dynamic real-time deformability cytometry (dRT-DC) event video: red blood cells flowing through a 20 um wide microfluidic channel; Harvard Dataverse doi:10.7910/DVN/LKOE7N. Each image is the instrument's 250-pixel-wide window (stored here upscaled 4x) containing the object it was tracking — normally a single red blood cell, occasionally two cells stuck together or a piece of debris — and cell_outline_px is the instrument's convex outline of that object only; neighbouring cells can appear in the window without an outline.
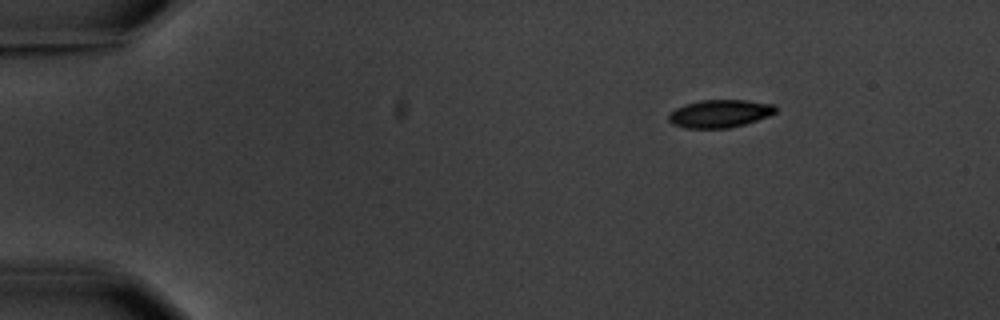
{"species": "common noctule bat (a hibernating species)", "species_latin": "Nyctalus noctula", "temperature_condition": "warm", "stored_images_in_passage": 4, "camera_frame_rate_fps": 3000, "um_per_image_px": 0.085, "animal": {"sex": "male", "body_mass_g": 20.1, "forearm_length_mm": 53.5}, "frame": {"image": 1, "passage_image": 1, "time_ms": 0.0, "image_size_px": [1000, 320], "cell_outline_px": [[776, 112], [768, 116], [744, 124], [728, 128], [688, 128], [672, 124], [668, 120], [668, 116], [676, 108], [684, 104], [700, 100], [748, 100], [776, 104]], "centroid_in_image_um": [61.19, 9.64], "position_along_channel_um": 23.8, "area_um2": 17.34}}